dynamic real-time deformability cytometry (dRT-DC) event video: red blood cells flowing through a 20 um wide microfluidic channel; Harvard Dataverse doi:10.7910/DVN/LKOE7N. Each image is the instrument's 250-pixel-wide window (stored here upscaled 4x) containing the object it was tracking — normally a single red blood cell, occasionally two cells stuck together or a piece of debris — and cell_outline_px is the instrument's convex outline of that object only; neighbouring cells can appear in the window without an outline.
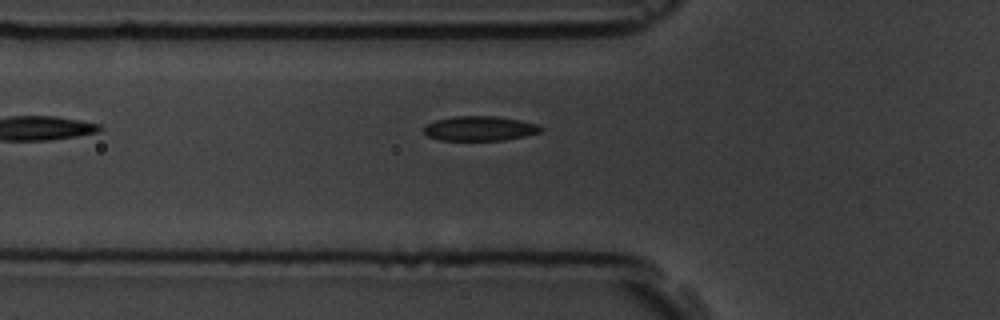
{"species": "common noctule bat (a hibernating species)", "species_latin": "Nyctalus noctula", "temperature_condition": "room temperature", "stored_images_in_passage": 6, "camera_frame_rate_fps": 3000, "um_per_image_px": 0.085, "animal": {"sex": "male", "body_mass_g": 19.5, "forearm_length_mm": 54.6}, "frame": {"image": 1, "passage_image": 6, "time_ms": 6.333, "image_size_px": [1000, 320], "cell_outline_px": [[544, 128], [540, 132], [524, 136], [504, 140], [440, 140], [428, 136], [424, 132], [424, 128], [428, 124], [436, 120], [452, 116], [496, 116], [520, 120], [540, 124]], "centroid_in_image_um": [40.82, 10.91], "position_along_channel_um": 85.0, "area_um2": 16.82}}